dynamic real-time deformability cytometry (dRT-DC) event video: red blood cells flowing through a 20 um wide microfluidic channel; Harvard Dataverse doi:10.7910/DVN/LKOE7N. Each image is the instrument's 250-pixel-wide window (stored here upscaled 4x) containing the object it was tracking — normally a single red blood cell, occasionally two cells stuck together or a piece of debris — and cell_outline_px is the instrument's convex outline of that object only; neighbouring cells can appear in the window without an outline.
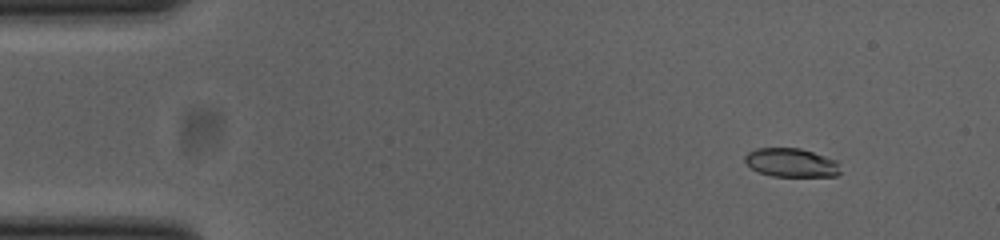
{"species": "common noctule bat (a hibernating species)", "species_latin": "Nyctalus noctula", "temperature_condition": "cold", "stored_images_in_passage": 53, "camera_frame_rate_fps": 3000, "um_per_image_px": 0.085, "animal": {"sex": "female", "body_mass_g": 23.0, "forearm_length_mm": 53.4}, "frame": {"image": 1, "passage_image": 6, "time_ms": 1.667, "image_size_px": [1000, 240], "cell_outline_px": [[840, 172], [836, 176], [772, 176], [760, 172], [752, 168], [744, 160], [744, 156], [748, 152], [756, 148], [800, 148], [836, 160]], "centroid_in_image_um": [67.24, 13.82], "position_along_channel_um": 17.8, "area_um2": 15.78}}
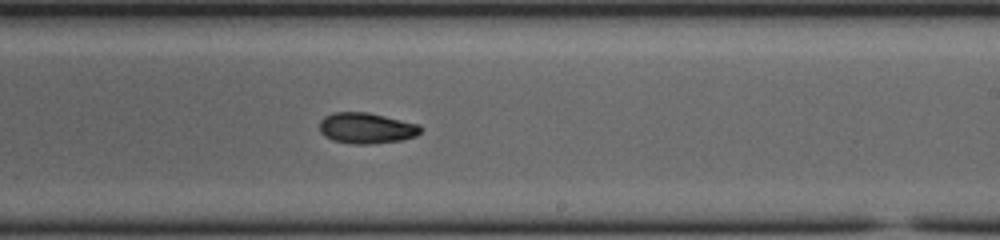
{"frame": {"image": 2, "passage_image": 32, "time_ms": 10.333, "image_size_px": [1000, 240], "cell_outline_px": [[424, 128], [416, 136], [400, 140], [368, 144], [352, 144], [332, 140], [324, 136], [320, 132], [320, 120], [324, 116], [332, 112], [368, 112], [420, 124]], "centroid_in_image_um": [31.14, 10.88], "position_along_channel_um": 257.9, "area_um2": 18.32}}
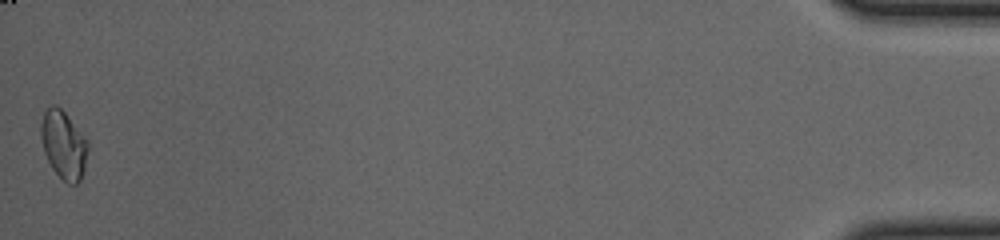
{"frame": {"image": 3, "passage_image": 53, "time_ms": 17.333, "image_size_px": [1000, 240], "cell_outline_px": [[88, 148], [84, 168], [80, 180], [76, 184], [68, 184], [52, 168], [44, 152], [40, 136], [40, 124], [44, 112], [52, 104], [56, 104], [64, 112], [88, 140]], "centroid_in_image_um": [5.39, 12.29], "position_along_channel_um": 429.8, "area_um2": 18.5}, "authors_computed_cell_mechanics": {"area_um2": 17.6868, "velocity_mm_per_s": 3.8676, "shape_relaxation_time_tau1_ms": 9.6952, "shape_relaxation_time_tau2_ms": 2.6172, "deformation_change_tau1": 0.235, "deformation_change_tau2": 0.0686}}